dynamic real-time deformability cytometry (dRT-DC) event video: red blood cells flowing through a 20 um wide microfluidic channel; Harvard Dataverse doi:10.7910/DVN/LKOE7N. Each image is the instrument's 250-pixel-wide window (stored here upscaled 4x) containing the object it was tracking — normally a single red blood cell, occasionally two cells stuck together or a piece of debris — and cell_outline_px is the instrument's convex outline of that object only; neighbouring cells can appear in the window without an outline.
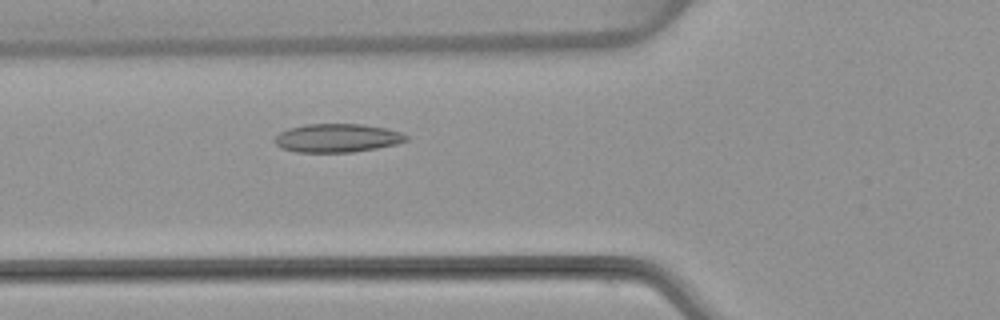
{"species": "common noctule bat (a hibernating species)", "species_latin": "Nyctalus noctula", "temperature_condition": "warm", "stored_images_in_passage": 51, "camera_frame_rate_fps": 3000, "um_per_image_px": 0.085, "animal": {"sex": "female", "body_mass_g": 22.7, "forearm_length_mm": 54.2}, "frame": {"image": 1, "passage_image": 17, "time_ms": 5.333, "image_size_px": [1000, 320], "cell_outline_px": [[408, 140], [396, 144], [376, 148], [352, 152], [296, 152], [280, 148], [272, 140], [280, 132], [288, 128], [304, 124], [360, 124], [384, 128], [400, 132], [408, 136]], "centroid_in_image_um": [28.61, 11.73], "position_along_channel_um": 97.2, "area_um2": 21.85}}
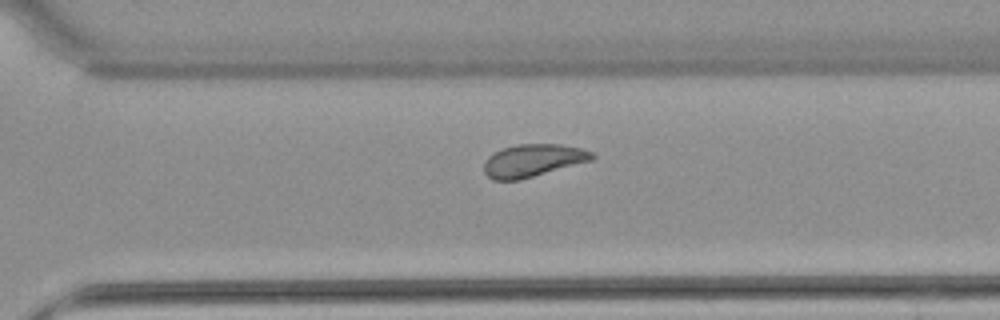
{"frame": {"image": 2, "passage_image": 35, "time_ms": 11.333, "image_size_px": [1000, 320], "cell_outline_px": [[596, 156], [592, 160], [520, 180], [492, 180], [484, 172], [484, 160], [492, 152], [516, 144], [560, 144], [580, 148], [592, 152]], "centroid_in_image_um": [45.27, 13.64], "position_along_channel_um": 325.3, "area_um2": 20.58}}
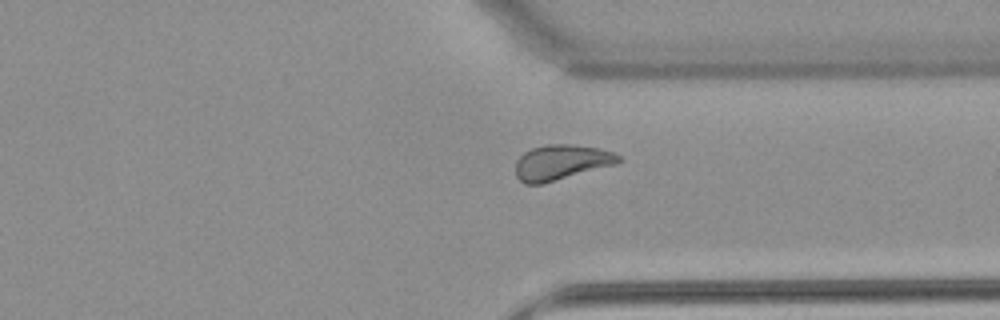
{"frame": {"image": 3, "passage_image": 38, "time_ms": 12.333, "image_size_px": [1000, 320], "cell_outline_px": [[624, 160], [616, 164], [544, 184], [524, 184], [516, 176], [516, 160], [524, 152], [532, 148], [548, 144], [572, 144], [596, 148], [612, 152], [620, 156]], "centroid_in_image_um": [47.7, 13.81], "position_along_channel_um": 363.7, "area_um2": 21.21}, "authors_computed_cell_mechanics": {"area_um2": 21.5016, "velocity_mm_per_s": 3.8009, "shape_relaxation_time_tau1_ms": 8.829, "shape_relaxation_time_tau2_ms": 1.6637, "deformation_change_tau1": 0.1467, "deformation_change_tau2": 0.0765}}